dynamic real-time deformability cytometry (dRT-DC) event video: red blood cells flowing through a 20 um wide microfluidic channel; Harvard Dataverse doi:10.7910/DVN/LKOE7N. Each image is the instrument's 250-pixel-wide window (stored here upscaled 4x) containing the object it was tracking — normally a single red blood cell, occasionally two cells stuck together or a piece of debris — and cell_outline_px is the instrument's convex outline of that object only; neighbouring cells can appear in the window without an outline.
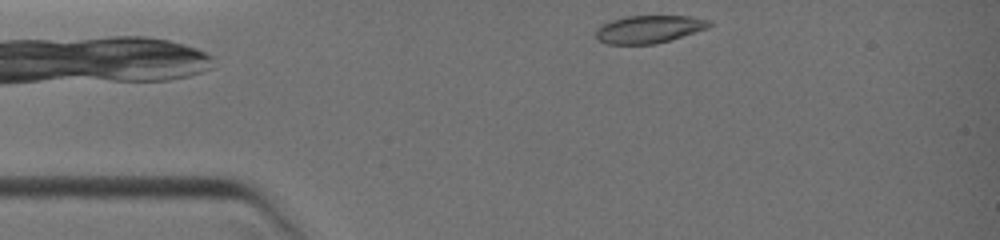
{"species": "common noctule bat (a hibernating species)", "species_latin": "Nyctalus noctula", "temperature_condition": "warm", "stored_images_in_passage": 11, "camera_frame_rate_fps": 3000, "um_per_image_px": 0.085, "animal": {"sex": "female", "body_mass_g": 19.0, "forearm_length_mm": 51.5}, "frame": {"image": 1, "passage_image": 1, "time_ms": 0.0, "image_size_px": [1000, 240], "cell_outline_px": [[712, 24], [708, 28], [656, 44], [608, 44], [596, 40], [596, 28], [612, 20], [624, 16], [688, 16], [712, 20]], "centroid_in_image_um": [55.16, 2.48], "position_along_channel_um": 29.8, "area_um2": 18.32}}
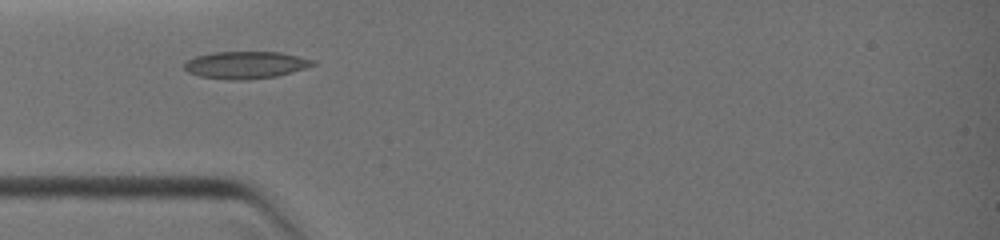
{"frame": {"image": 2, "passage_image": 6, "time_ms": 1.667, "image_size_px": [1000, 240], "cell_outline_px": [[316, 64], [304, 68], [276, 76], [248, 80], [224, 80], [200, 76], [188, 72], [184, 68], [184, 64], [188, 60], [196, 56], [212, 52], [280, 52], [316, 60]], "centroid_in_image_um": [20.87, 5.52], "position_along_channel_um": 64.1, "area_um2": 20.4}}
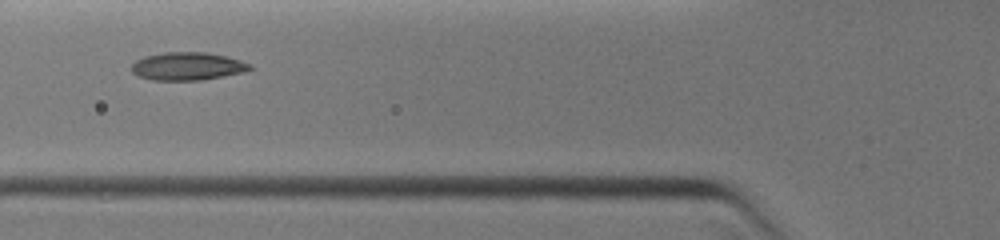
{"frame": {"image": 3, "passage_image": 9, "time_ms": 2.667, "image_size_px": [1000, 240], "cell_outline_px": [[252, 68], [244, 72], [200, 80], [152, 80], [140, 76], [132, 72], [132, 64], [136, 60], [144, 56], [164, 52], [204, 52], [224, 56], [240, 60], [252, 64]], "centroid_in_image_um": [15.93, 5.63], "position_along_channel_um": 109.9, "area_um2": 19.13}}